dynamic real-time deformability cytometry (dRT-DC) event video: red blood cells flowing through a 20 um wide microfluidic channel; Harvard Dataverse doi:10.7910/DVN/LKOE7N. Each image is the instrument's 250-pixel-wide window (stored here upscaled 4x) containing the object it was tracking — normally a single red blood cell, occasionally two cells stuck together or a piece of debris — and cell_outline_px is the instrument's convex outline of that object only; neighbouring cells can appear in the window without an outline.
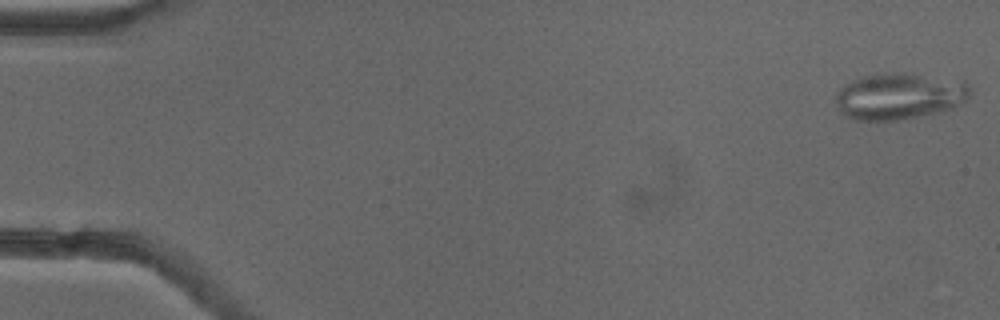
{"species": "common noctule bat (a hibernating species)", "species_latin": "Nyctalus noctula", "temperature_condition": "cold", "stored_images_in_passage": 53, "camera_frame_rate_fps": 3000, "um_per_image_px": 0.085, "animal": {"sex": "female"}, "frame": {"image": 1, "passage_image": 1, "time_ms": 0.0, "image_size_px": [1000, 320], "cell_outline_px": [[968, 96], [960, 104], [952, 108], [940, 112], [924, 116], [900, 120], [856, 120], [844, 116], [836, 108], [836, 96], [840, 88], [844, 84], [852, 80], [876, 72], [904, 72], [964, 80], [968, 84]], "centroid_in_image_um": [76.41, 8.16], "position_along_channel_um": 8.6, "area_um2": 36.99}, "authors_computed_cell_mechanics": {"area_um2": 28.322, "velocity_mm_per_s": 3.8582, "shape_relaxation_time_tau1_ms": null, "shape_relaxation_time_tau2_ms": 2.1741, "deformation_change_tau1": null, "deformation_change_tau2": 0.1067}}